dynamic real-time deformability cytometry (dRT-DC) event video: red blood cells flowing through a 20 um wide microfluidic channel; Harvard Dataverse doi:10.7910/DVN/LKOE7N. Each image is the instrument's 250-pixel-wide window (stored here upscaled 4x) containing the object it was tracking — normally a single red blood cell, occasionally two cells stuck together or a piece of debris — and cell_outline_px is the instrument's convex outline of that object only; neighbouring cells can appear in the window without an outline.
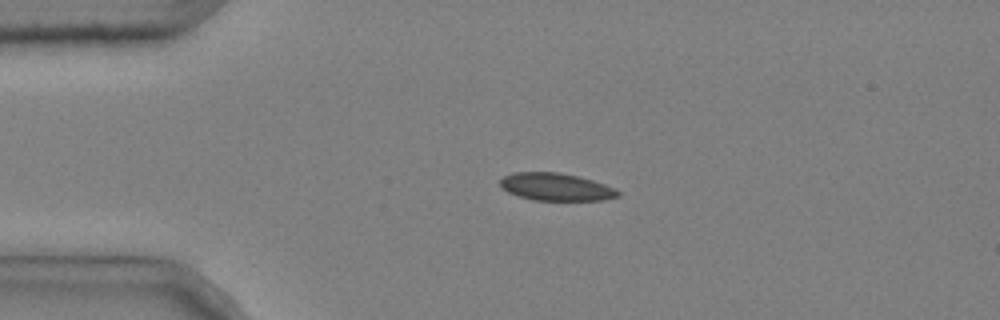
{"species": "common noctule bat (a hibernating species)", "species_latin": "Nyctalus noctula", "temperature_condition": "cold", "stored_images_in_passage": 4, "camera_frame_rate_fps": 3000, "um_per_image_px": 0.085, "animal": {"sex": "male", "body_mass_g": 20.4}, "frame": {"image": 1, "passage_image": 3, "time_ms": 0.667, "image_size_px": [1000, 320], "cell_outline_px": [[620, 196], [604, 200], [532, 200], [508, 192], [500, 188], [500, 180], [504, 176], [512, 172], [560, 172], [592, 180], [616, 188], [620, 192]], "centroid_in_image_um": [47.25, 15.88], "position_along_channel_um": 37.7, "area_um2": 18.96}}